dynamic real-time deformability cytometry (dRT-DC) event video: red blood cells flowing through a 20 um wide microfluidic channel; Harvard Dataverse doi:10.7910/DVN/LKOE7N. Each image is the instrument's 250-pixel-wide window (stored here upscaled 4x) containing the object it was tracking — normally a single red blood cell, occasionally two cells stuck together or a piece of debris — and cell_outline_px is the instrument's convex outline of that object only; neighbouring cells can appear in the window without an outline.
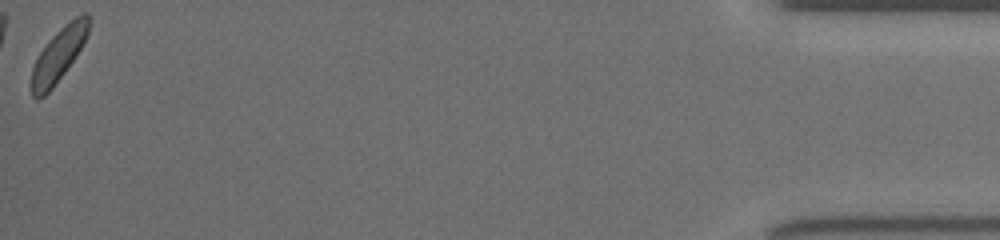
{"species": "common noctule bat (a hibernating species)", "species_latin": "Nyctalus noctula", "temperature_condition": "room temperature", "stored_images_in_passage": 24, "camera_frame_rate_fps": 3000, "um_per_image_px": 0.085, "animal": {"sex": "female", "body_mass_g": 19.5, "forearm_length_mm": 54.1}, "frame": {"image": 1, "passage_image": 24, "time_ms": 12.0, "image_size_px": [1000, 240], "cell_outline_px": [[92, 16], [88, 32], [76, 56], [52, 88], [44, 96], [36, 100], [32, 96], [32, 68], [40, 52], [48, 40], [60, 28], [76, 16], [84, 12], [88, 12]], "centroid_in_image_um": [5.0, 4.61], "position_along_channel_um": 430.2, "area_um2": 17.63}}